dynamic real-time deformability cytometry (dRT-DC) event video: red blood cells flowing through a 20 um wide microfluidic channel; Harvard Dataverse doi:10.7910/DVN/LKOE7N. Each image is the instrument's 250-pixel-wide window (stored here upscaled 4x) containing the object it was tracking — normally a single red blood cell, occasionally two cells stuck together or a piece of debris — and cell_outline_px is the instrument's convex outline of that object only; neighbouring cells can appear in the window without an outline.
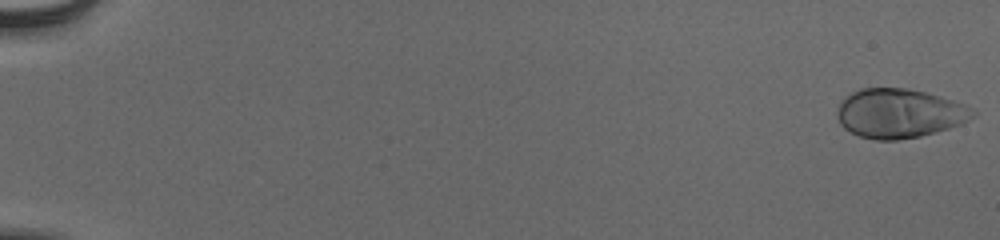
{"species": "human", "species_latin": "Homo sapiens", "temperature_condition": "cold", "stored_images_in_passage": 55, "camera_frame_rate_fps": 3000, "um_per_image_px": 0.085, "donor": {"sex": "male"}, "frame": {"image": 1, "passage_image": 1, "time_ms": 0.0, "image_size_px": [1000, 240], "cell_outline_px": [[976, 116], [960, 124], [936, 132], [920, 136], [896, 140], [876, 140], [860, 136], [844, 128], [840, 124], [836, 116], [836, 112], [840, 100], [852, 92], [860, 88], [908, 88], [940, 96], [964, 104], [972, 108], [976, 112]], "centroid_in_image_um": [76.42, 9.63], "position_along_channel_um": 8.6, "area_um2": 39.02}}
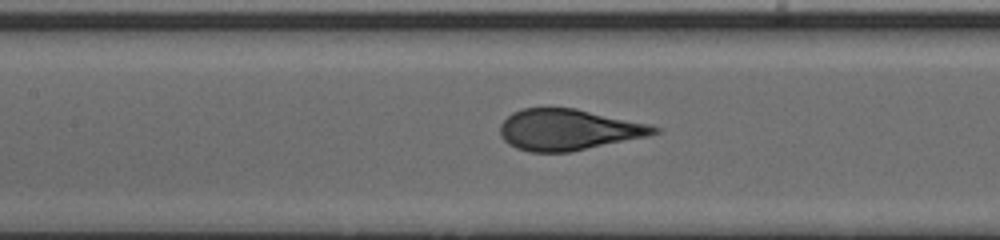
{"frame": {"image": 2, "passage_image": 28, "time_ms": 9.0, "image_size_px": [1000, 240], "cell_outline_px": [[660, 132], [648, 136], [568, 152], [528, 152], [516, 148], [508, 144], [500, 136], [500, 124], [512, 112], [520, 108], [576, 108], [648, 124], [660, 128]], "centroid_in_image_um": [48.27, 11.02], "position_along_channel_um": 159.1, "area_um2": 36.76}}
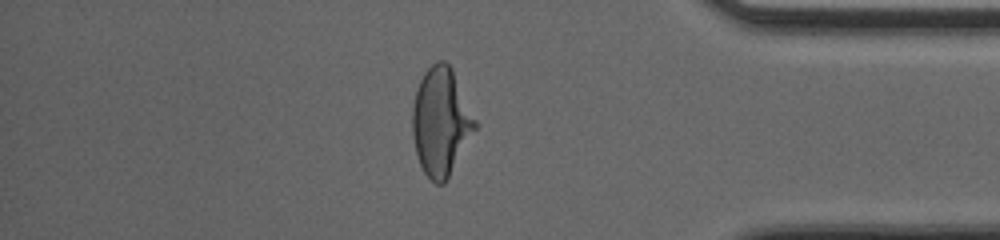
{"frame": {"image": 3, "passage_image": 48, "time_ms": 15.667, "image_size_px": [1000, 240], "cell_outline_px": [[476, 128], [444, 184], [436, 184], [424, 172], [420, 164], [416, 152], [412, 136], [412, 108], [416, 88], [424, 72], [436, 60], [444, 60], [452, 68], [476, 120]], "centroid_in_image_um": [37.45, 10.32], "position_along_channel_um": 397.7, "area_um2": 39.07}}